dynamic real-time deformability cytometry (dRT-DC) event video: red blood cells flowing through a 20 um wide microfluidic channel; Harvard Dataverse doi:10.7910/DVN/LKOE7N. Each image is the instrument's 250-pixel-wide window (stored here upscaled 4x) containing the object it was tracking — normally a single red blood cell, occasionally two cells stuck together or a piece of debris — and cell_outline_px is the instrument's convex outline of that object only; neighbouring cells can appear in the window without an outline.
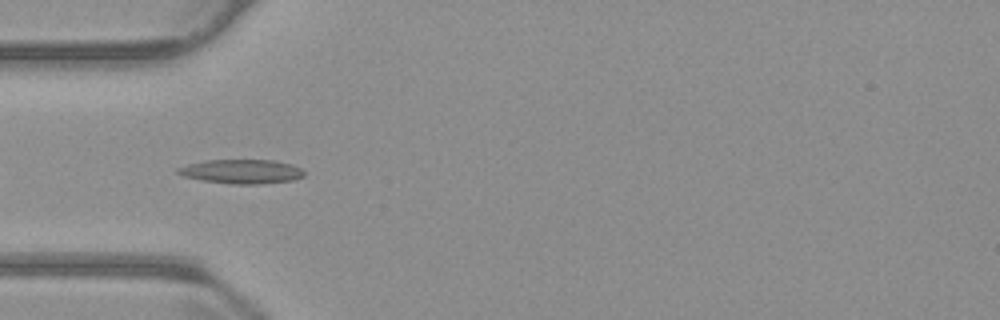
{"species": "common noctule bat (a hibernating species)", "species_latin": "Nyctalus noctula", "temperature_condition": "warm", "stored_images_in_passage": 42, "camera_frame_rate_fps": 3000, "um_per_image_px": 0.085, "animal": {"sex": "male", "body_mass_g": 23.1, "forearm_length_mm": 52.7}, "frame": {"image": 1, "passage_image": 4, "time_ms": 1.0, "image_size_px": [1000, 320], "cell_outline_px": [[304, 176], [292, 180], [260, 184], [232, 184], [204, 180], [184, 176], [176, 172], [176, 168], [188, 164], [208, 160], [272, 160], [292, 164], [300, 168], [304, 172]], "centroid_in_image_um": [20.54, 14.57], "position_along_channel_um": 64.5, "area_um2": 17.63}}
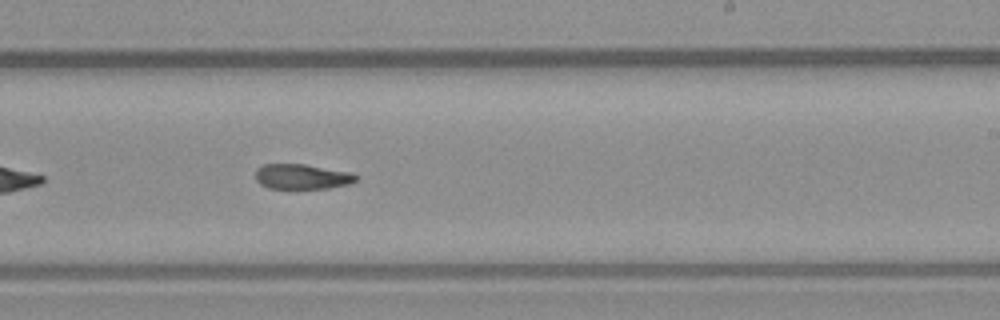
{"frame": {"image": 2, "passage_image": 20, "time_ms": 6.333, "image_size_px": [1000, 320], "cell_outline_px": [[356, 180], [352, 184], [328, 188], [268, 188], [260, 184], [256, 180], [256, 168], [264, 164], [304, 164], [352, 172], [356, 176]], "centroid_in_image_um": [25.67, 15.01], "position_along_channel_um": 263.3, "area_um2": 14.74}}
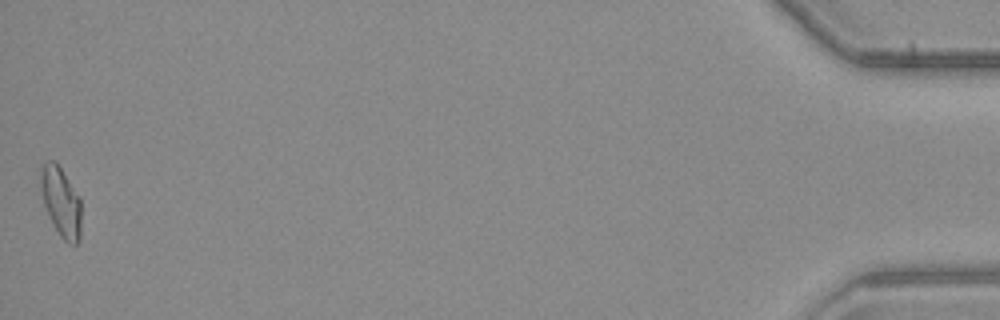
{"frame": {"image": 3, "passage_image": 42, "time_ms": 13.667, "image_size_px": [1000, 320], "cell_outline_px": [[80, 240], [76, 244], [68, 244], [60, 236], [44, 204], [40, 188], [40, 176], [44, 164], [48, 160], [56, 160], [80, 196]], "centroid_in_image_um": [5.2, 17.13], "position_along_channel_um": 430.0, "area_um2": 16.36}, "authors_computed_cell_mechanics": {"area_um2": 15.6927, "velocity_mm_per_s": 3.7168, "shape_relaxation_time_tau1_ms": null, "shape_relaxation_time_tau2_ms": 9.2919, "deformation_change_tau1": null, "deformation_change_tau2": 0.1748}}